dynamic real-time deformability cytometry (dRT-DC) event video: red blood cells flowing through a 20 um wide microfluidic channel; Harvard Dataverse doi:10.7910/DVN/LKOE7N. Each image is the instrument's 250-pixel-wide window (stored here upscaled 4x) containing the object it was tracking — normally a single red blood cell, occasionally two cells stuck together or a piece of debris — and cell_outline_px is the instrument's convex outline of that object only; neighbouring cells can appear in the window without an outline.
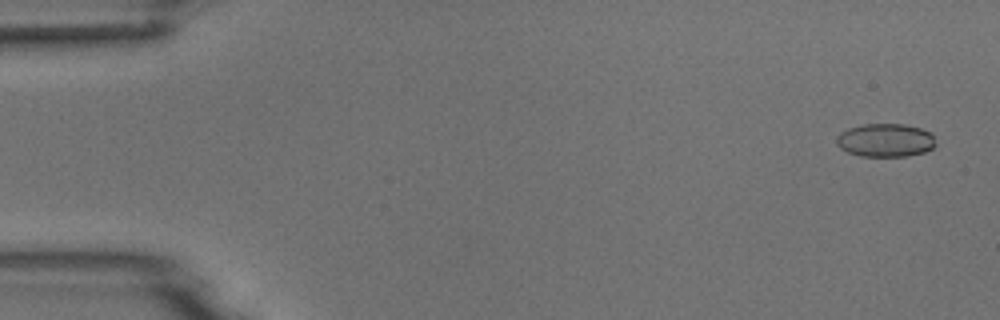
{"species": "common noctule bat (a hibernating species)", "species_latin": "Nyctalus noctula", "temperature_condition": "room temperature", "stored_images_in_passage": 5, "camera_frame_rate_fps": 3000, "um_per_image_px": 0.085, "animal": {"sex": "male", "body_mass_g": 18.8}, "frame": {"image": 1, "passage_image": 1, "time_ms": 0.0, "image_size_px": [1000, 320], "cell_outline_px": [[936, 144], [932, 148], [924, 152], [908, 156], [860, 156], [848, 152], [840, 148], [836, 144], [836, 136], [840, 132], [848, 128], [864, 124], [904, 124], [920, 128], [932, 132]], "centroid_in_image_um": [75.25, 11.91], "position_along_channel_um": 9.7, "area_um2": 19.42}}
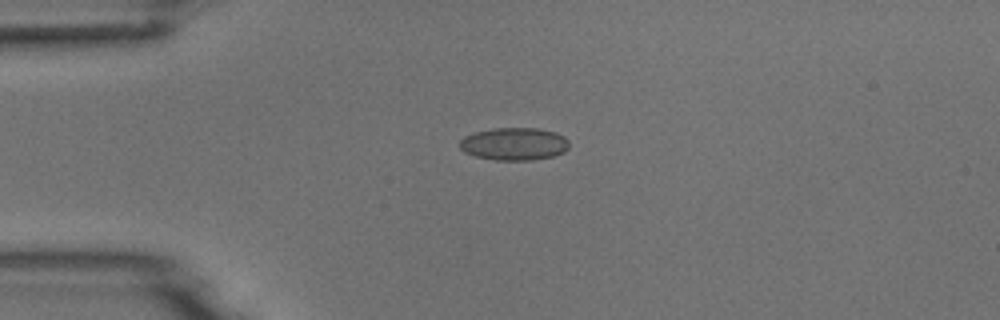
{"frame": {"image": 2, "passage_image": 4, "time_ms": 3.667, "image_size_px": [1000, 320], "cell_outline_px": [[568, 148], [564, 152], [552, 156], [532, 160], [496, 160], [476, 156], [464, 152], [460, 148], [460, 140], [464, 136], [476, 132], [492, 128], [540, 128], [556, 132], [564, 136], [568, 140]], "centroid_in_image_um": [43.72, 12.22], "position_along_channel_um": 41.3, "area_um2": 20.87}}